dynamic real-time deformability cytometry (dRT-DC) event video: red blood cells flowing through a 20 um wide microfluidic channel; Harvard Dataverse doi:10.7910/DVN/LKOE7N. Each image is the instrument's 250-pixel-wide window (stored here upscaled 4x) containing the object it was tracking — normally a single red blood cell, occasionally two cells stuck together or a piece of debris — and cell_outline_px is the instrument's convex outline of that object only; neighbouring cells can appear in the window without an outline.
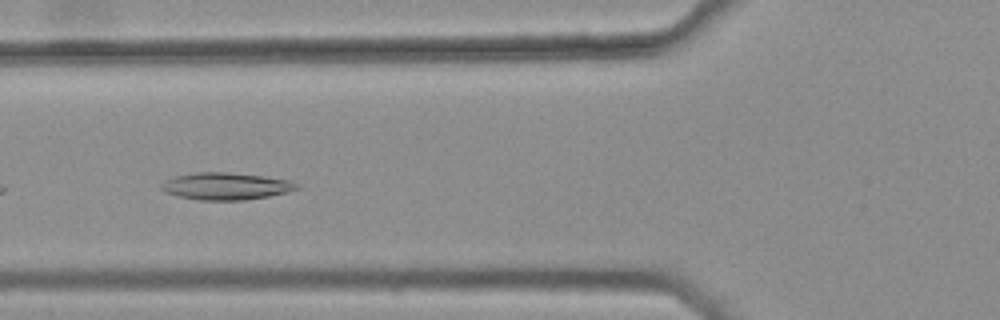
{"species": "common noctule bat (a hibernating species)", "species_latin": "Nyctalus noctula", "temperature_condition": "warm", "stored_images_in_passage": 29, "camera_frame_rate_fps": 3000, "um_per_image_px": 0.085, "animal": {"sex": "female", "body_mass_g": 25.1}, "frame": {"image": 1, "passage_image": 5, "time_ms": 1.333, "image_size_px": [1000, 320], "cell_outline_px": [[300, 188], [288, 192], [268, 196], [244, 200], [200, 200], [176, 196], [164, 192], [160, 188], [160, 184], [164, 180], [172, 176], [196, 172], [228, 172], [264, 176], [288, 180], [296, 184]], "centroid_in_image_um": [19.13, 15.82], "position_along_channel_um": 106.7, "area_um2": 21.56}}
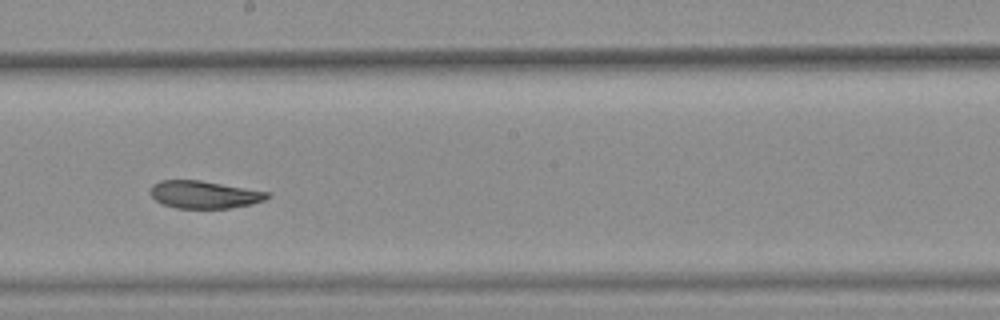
{"frame": {"image": 2, "passage_image": 15, "time_ms": 4.667, "image_size_px": [1000, 320], "cell_outline_px": [[272, 196], [264, 200], [252, 204], [228, 208], [176, 208], [164, 204], [156, 200], [152, 196], [152, 184], [160, 180], [200, 180], [272, 192]], "centroid_in_image_um": [17.43, 16.53], "position_along_channel_um": 230.8, "area_um2": 18.79}}
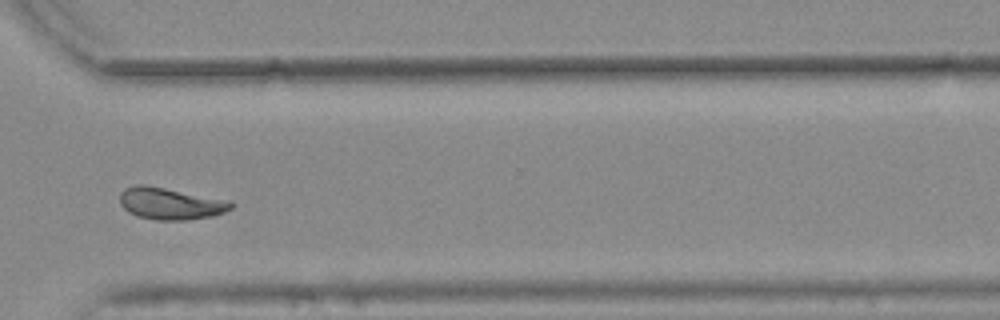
{"frame": {"image": 3, "passage_image": 25, "time_ms": 8.0, "image_size_px": [1000, 320], "cell_outline_px": [[232, 208], [224, 212], [212, 216], [188, 220], [156, 220], [136, 216], [128, 212], [120, 204], [120, 192], [124, 188], [136, 184], [144, 184], [232, 200]], "centroid_in_image_um": [14.48, 17.29], "position_along_channel_um": 356.1, "area_um2": 20.92}, "authors_computed_cell_mechanics": {"area_um2": 19.7098, "velocity_mm_per_s": 3.7408, "shape_relaxation_time_tau1_ms": null, "shape_relaxation_time_tau2_ms": 3.3502, "deformation_change_tau1": null, "deformation_change_tau2": 0.0775}}